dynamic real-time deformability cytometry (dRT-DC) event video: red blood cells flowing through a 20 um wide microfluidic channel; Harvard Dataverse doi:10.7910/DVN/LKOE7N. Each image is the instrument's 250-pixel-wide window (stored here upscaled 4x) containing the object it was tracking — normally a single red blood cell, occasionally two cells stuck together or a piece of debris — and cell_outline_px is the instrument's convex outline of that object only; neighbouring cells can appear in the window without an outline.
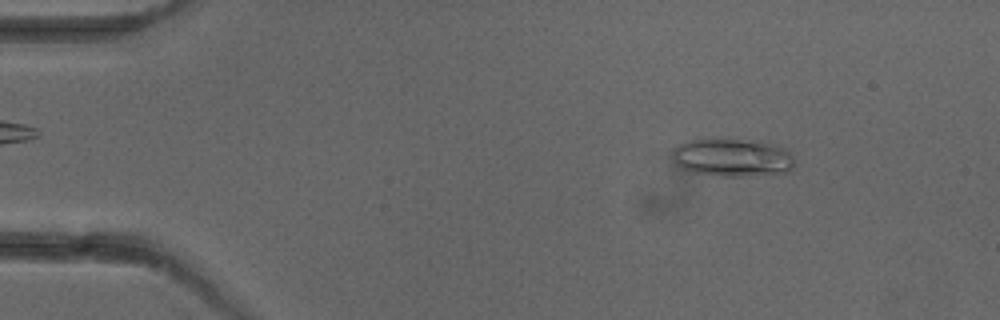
{"species": "common noctule bat (a hibernating species)", "species_latin": "Nyctalus noctula", "temperature_condition": "cold", "stored_images_in_passage": 5, "camera_frame_rate_fps": 3000, "um_per_image_px": 0.085, "animal": {"sex": "female"}, "frame": {"image": 1, "passage_image": 2, "time_ms": 1.0, "image_size_px": [1000, 320], "cell_outline_px": [[796, 160], [792, 168], [788, 172], [740, 176], [724, 176], [692, 172], [680, 168], [672, 160], [672, 152], [680, 144], [688, 140], [736, 140], [776, 144], [784, 148]], "centroid_in_image_um": [62.25, 13.41], "position_along_channel_um": 22.8, "area_um2": 26.65}}